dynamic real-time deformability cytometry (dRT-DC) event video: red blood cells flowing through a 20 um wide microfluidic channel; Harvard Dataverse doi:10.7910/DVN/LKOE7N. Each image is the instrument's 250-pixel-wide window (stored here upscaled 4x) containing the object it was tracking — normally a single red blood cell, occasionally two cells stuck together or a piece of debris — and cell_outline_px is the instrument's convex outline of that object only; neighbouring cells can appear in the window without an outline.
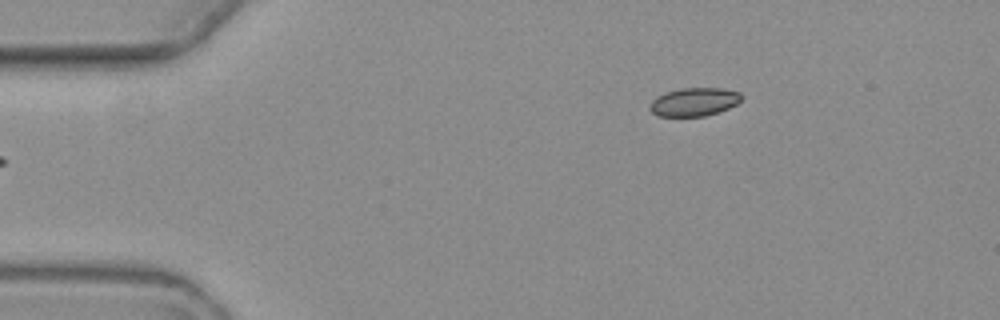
{"species": "common noctule bat (a hibernating species)", "species_latin": "Nyctalus noctula", "temperature_condition": "warm", "stored_images_in_passage": 2, "camera_frame_rate_fps": 3000, "um_per_image_px": 0.085, "animal": {"sex": "female", "body_mass_g": 19.3, "forearm_length_mm": 54.1}, "frame": {"image": 1, "passage_image": 2, "time_ms": 1.333, "image_size_px": [1000, 320], "cell_outline_px": [[740, 100], [736, 104], [728, 108], [704, 116], [660, 116], [652, 112], [648, 108], [652, 100], [656, 96], [680, 88], [720, 88], [740, 92]], "centroid_in_image_um": [58.97, 8.66], "position_along_channel_um": 26.0, "area_um2": 14.91}}